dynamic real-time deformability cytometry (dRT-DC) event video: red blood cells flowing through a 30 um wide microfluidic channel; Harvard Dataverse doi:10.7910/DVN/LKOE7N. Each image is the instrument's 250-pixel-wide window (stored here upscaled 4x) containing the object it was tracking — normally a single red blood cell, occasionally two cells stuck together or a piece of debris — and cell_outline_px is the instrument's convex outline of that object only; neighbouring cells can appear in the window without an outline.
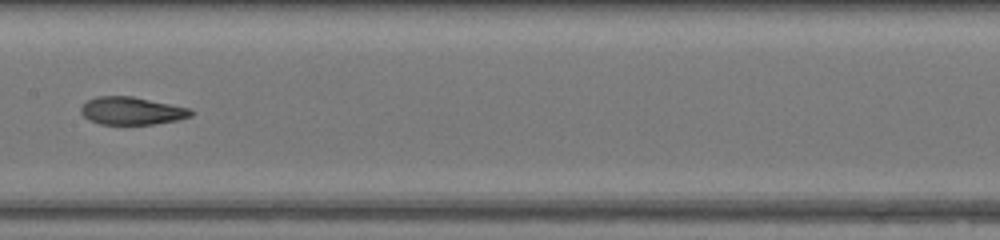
{"species": "common noctule bat (a hibernating species)", "species_latin": "Nyctalus noctula", "temperature_condition": "warm", "stored_images_in_passage": 36, "camera_frame_rate_fps": 3000, "um_per_image_px": 0.085, "animal": {"sex": "female", "body_mass_g": 17.0, "forearm_length_mm": 48.0}, "frame": {"image": 1, "passage_image": 26, "time_ms": 8.333, "image_size_px": [1000, 240], "cell_outline_px": [[192, 112], [188, 116], [176, 120], [152, 124], [104, 124], [92, 120], [84, 116], [80, 108], [88, 100], [96, 96], [132, 96], [188, 108]], "centroid_in_image_um": [11.16, 9.41], "position_along_channel_um": 196.2, "area_um2": 17.22}}
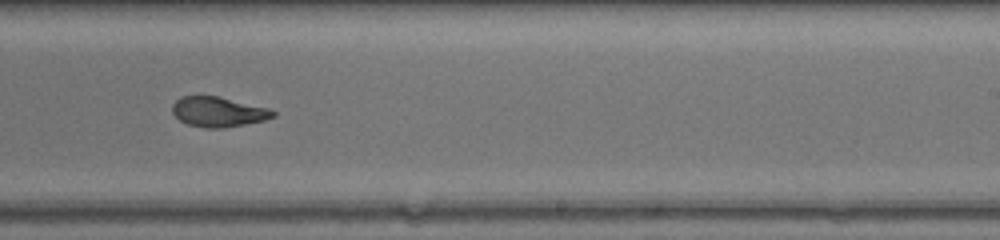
{"frame": {"image": 2, "passage_image": 31, "time_ms": 10.0, "image_size_px": [1000, 240], "cell_outline_px": [[276, 116], [264, 120], [224, 128], [204, 128], [188, 124], [180, 120], [172, 112], [172, 104], [180, 96], [216, 96], [268, 108], [276, 112]], "centroid_in_image_um": [18.53, 9.51], "position_along_channel_um": 270.5, "area_um2": 17.46}}